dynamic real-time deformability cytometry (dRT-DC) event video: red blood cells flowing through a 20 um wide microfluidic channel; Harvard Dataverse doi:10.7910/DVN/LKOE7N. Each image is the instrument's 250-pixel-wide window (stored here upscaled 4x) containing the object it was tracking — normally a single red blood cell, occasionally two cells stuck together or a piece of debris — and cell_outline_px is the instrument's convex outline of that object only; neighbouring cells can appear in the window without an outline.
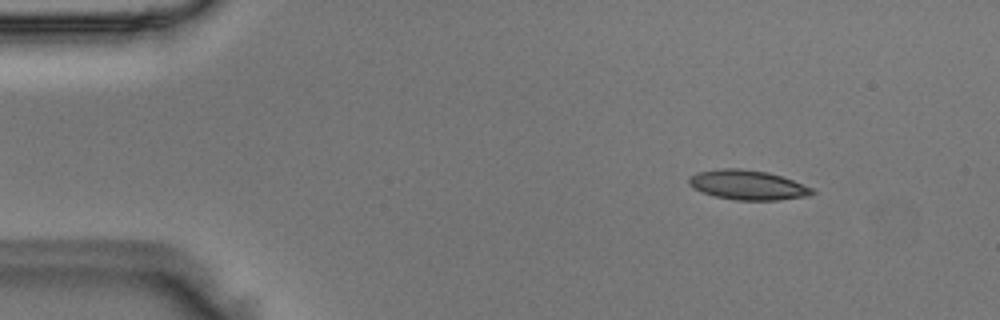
{"species": "Egyptian fruit bat (a non-hibernating species)", "species_latin": "Rousettus aegyptiacus", "temperature_condition": "room temperature", "stored_images_in_passage": 48, "camera_frame_rate_fps": 3000, "um_per_image_px": 0.085, "animal": {"sex": "male"}, "frame": {"image": 1, "passage_image": 5, "time_ms": 1.333, "image_size_px": [1000, 320], "cell_outline_px": [[816, 192], [808, 196], [776, 200], [736, 200], [716, 196], [692, 188], [688, 184], [688, 180], [696, 172], [716, 168], [740, 168], [768, 172], [792, 180], [812, 188]], "centroid_in_image_um": [63.53, 15.71], "position_along_channel_um": 21.5, "area_um2": 21.21}}
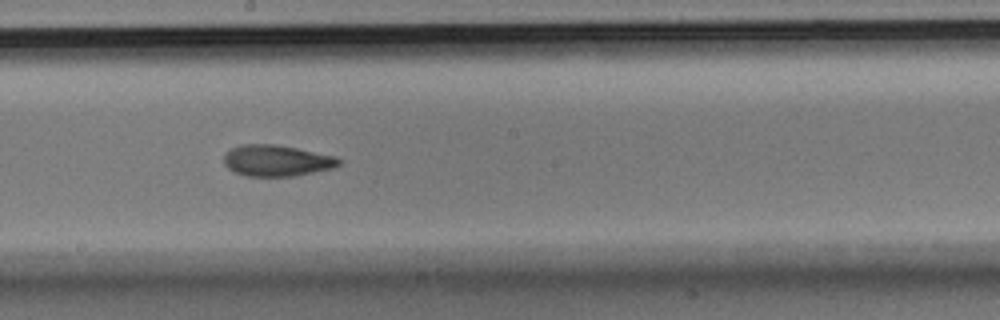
{"frame": {"image": 2, "passage_image": 26, "time_ms": 8.333, "image_size_px": [1000, 320], "cell_outline_px": [[344, 160], [336, 168], [296, 176], [248, 176], [236, 172], [228, 168], [224, 164], [224, 152], [240, 144], [276, 144], [296, 148], [332, 156]], "centroid_in_image_um": [23.53, 13.65], "position_along_channel_um": 224.7, "area_um2": 21.04}}
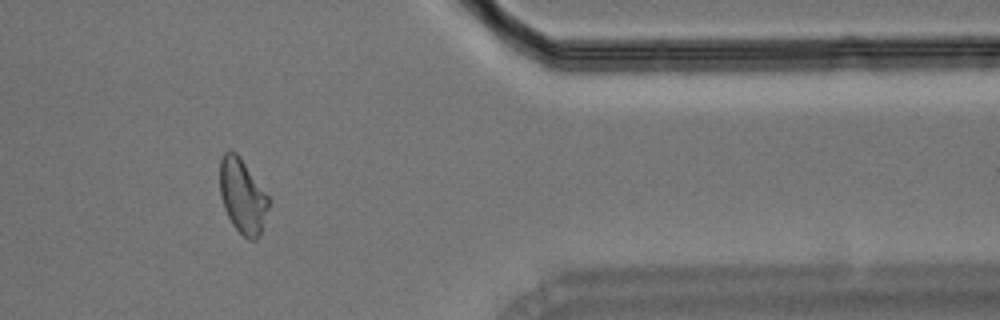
{"frame": {"image": 3, "passage_image": 40, "time_ms": 13.0, "image_size_px": [1000, 320], "cell_outline_px": [[268, 208], [260, 236], [256, 240], [248, 240], [232, 224], [224, 208], [220, 196], [220, 160], [224, 152], [236, 152], [240, 156], [268, 196]], "centroid_in_image_um": [20.6, 16.68], "position_along_channel_um": 390.8, "area_um2": 20.98}}